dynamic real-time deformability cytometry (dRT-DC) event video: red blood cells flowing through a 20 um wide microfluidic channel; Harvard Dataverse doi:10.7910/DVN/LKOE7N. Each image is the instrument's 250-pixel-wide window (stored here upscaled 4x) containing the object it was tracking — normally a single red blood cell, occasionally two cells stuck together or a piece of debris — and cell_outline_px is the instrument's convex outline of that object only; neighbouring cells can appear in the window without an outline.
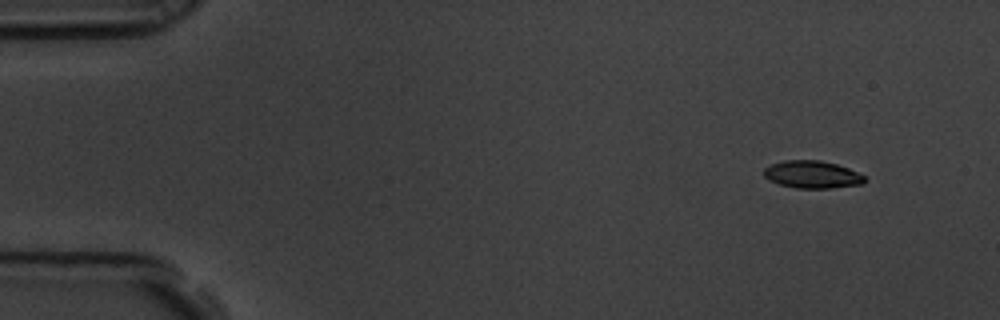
{"species": "common noctule bat (a hibernating species)", "species_latin": "Nyctalus noctula", "temperature_condition": "room temperature", "stored_images_in_passage": 14, "camera_frame_rate_fps": 3000, "um_per_image_px": 0.085, "animal": {"sex": "male", "body_mass_g": 19.5, "forearm_length_mm": 54.6}, "frame": {"image": 1, "passage_image": 1, "time_ms": 0.0, "image_size_px": [1000, 320], "cell_outline_px": [[868, 180], [864, 184], [832, 188], [796, 188], [780, 184], [768, 180], [764, 176], [764, 168], [772, 164], [784, 160], [820, 160], [836, 164], [848, 168], [864, 176]], "centroid_in_image_um": [69.05, 14.84], "position_along_channel_um": 15.9, "area_um2": 16.18}}
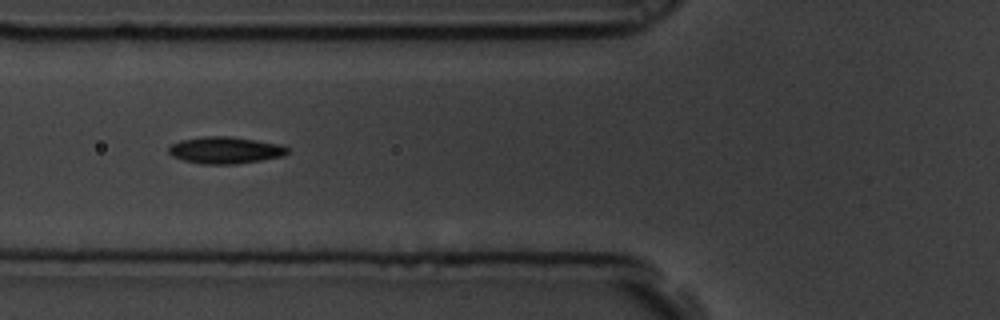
{"frame": {"image": 2, "passage_image": 5, "time_ms": 1.333, "image_size_px": [1000, 320], "cell_outline_px": [[288, 152], [284, 156], [236, 164], [204, 164], [184, 160], [172, 156], [168, 152], [168, 144], [180, 140], [204, 136], [232, 136], [280, 144], [288, 148]], "centroid_in_image_um": [19.11, 12.75], "position_along_channel_um": 106.7, "area_um2": 18.67}}
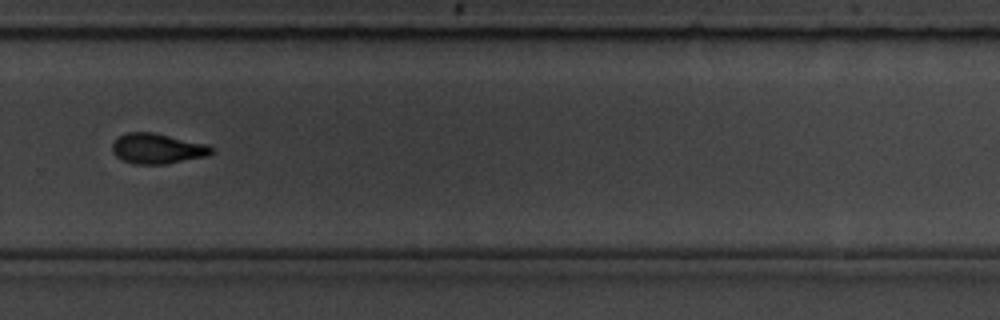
{"frame": {"image": 3, "passage_image": 10, "time_ms": 3.0, "image_size_px": [1000, 320], "cell_outline_px": [[212, 152], [208, 156], [164, 164], [136, 164], [120, 160], [112, 152], [112, 144], [124, 132], [152, 132], [208, 144], [212, 148]], "centroid_in_image_um": [13.35, 12.63], "position_along_channel_um": 316.4, "area_um2": 17.51}}